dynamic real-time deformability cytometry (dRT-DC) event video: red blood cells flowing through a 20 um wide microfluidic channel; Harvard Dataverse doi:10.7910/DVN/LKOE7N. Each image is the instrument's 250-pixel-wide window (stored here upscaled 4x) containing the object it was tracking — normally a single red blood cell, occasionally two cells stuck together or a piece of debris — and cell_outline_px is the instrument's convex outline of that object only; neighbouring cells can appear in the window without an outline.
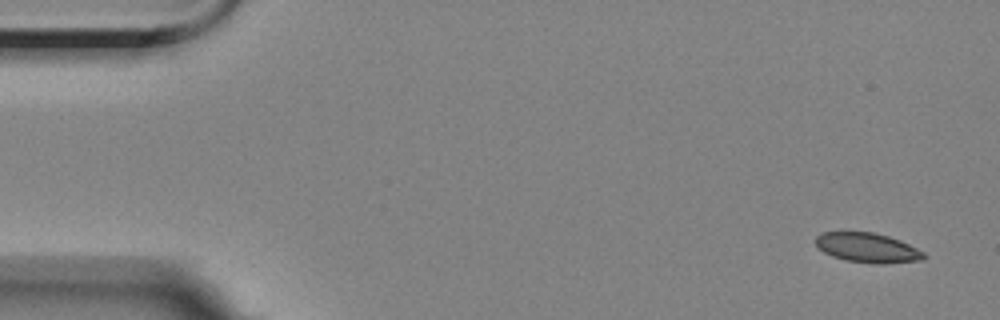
{"species": "Egyptian fruit bat (a non-hibernating species)", "species_latin": "Rousettus aegyptiacus", "temperature_condition": "room temperature", "stored_images_in_passage": 4, "camera_frame_rate_fps": 3000, "um_per_image_px": 0.085, "animal": {"sex": "female"}, "frame": {"image": 1, "passage_image": 1, "time_ms": 0.0, "image_size_px": [1000, 320], "cell_outline_px": [[924, 260], [884, 264], [876, 264], [844, 260], [832, 256], [816, 248], [816, 236], [820, 232], [872, 232], [888, 236], [900, 240], [924, 252]], "centroid_in_image_um": [73.71, 21.06], "position_along_channel_um": 11.3, "area_um2": 18.79}}
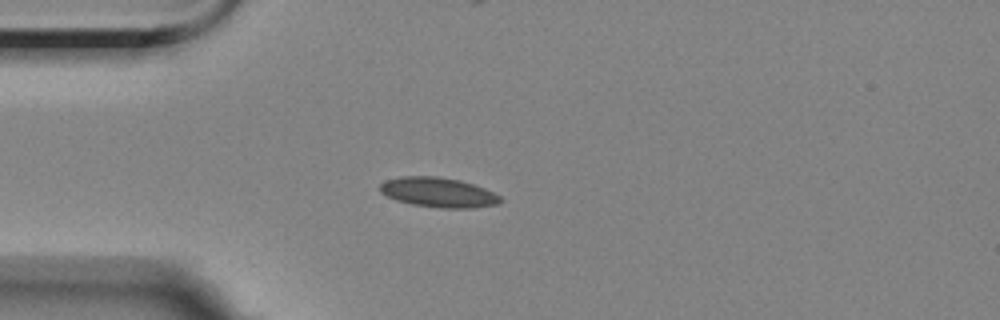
{"frame": {"image": 2, "passage_image": 4, "time_ms": 4.0, "image_size_px": [1000, 320], "cell_outline_px": [[504, 200], [496, 204], [472, 208], [440, 208], [412, 204], [396, 200], [380, 192], [380, 184], [384, 180], [400, 176], [436, 176], [460, 180], [484, 188], [500, 196]], "centroid_in_image_um": [37.24, 16.35], "position_along_channel_um": 47.8, "area_um2": 20.87}}